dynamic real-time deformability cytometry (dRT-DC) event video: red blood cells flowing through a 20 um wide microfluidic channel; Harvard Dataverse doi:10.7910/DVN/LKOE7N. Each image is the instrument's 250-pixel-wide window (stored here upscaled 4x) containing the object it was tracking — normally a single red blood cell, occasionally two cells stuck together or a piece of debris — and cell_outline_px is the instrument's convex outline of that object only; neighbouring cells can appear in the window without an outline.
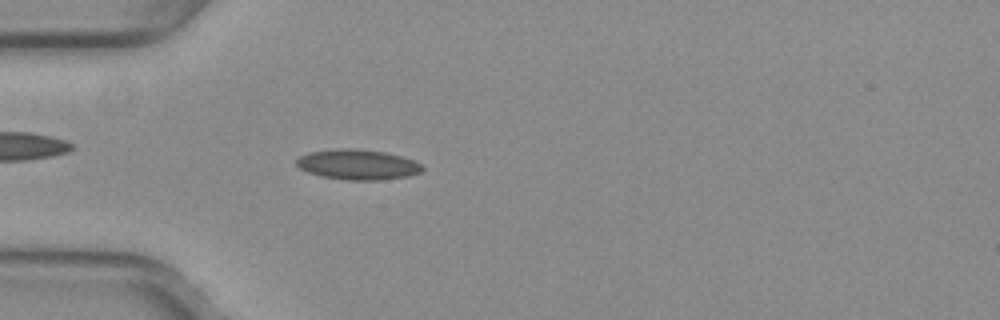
{"species": "common noctule bat (a hibernating species)", "species_latin": "Nyctalus noctula", "temperature_condition": "warm", "stored_images_in_passage": 47, "camera_frame_rate_fps": 3000, "um_per_image_px": 0.085, "animal": {"sex": "female", "body_mass_g": 29.2, "forearm_length_mm": 56.3}, "frame": {"image": 1, "passage_image": 13, "time_ms": 4.0, "image_size_px": [1000, 320], "cell_outline_px": [[424, 168], [420, 172], [408, 176], [376, 180], [348, 180], [320, 176], [308, 172], [300, 168], [296, 164], [296, 160], [300, 156], [308, 152], [336, 148], [352, 148], [384, 152], [400, 156], [412, 160], [420, 164]], "centroid_in_image_um": [30.36, 13.98], "position_along_channel_um": 54.6, "area_um2": 22.02}}
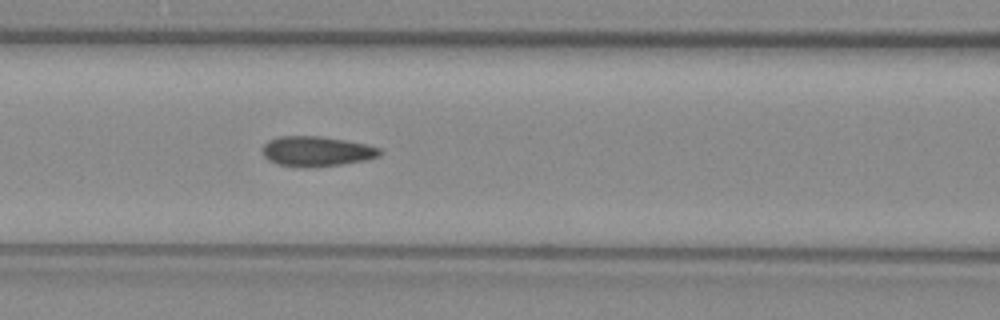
{"frame": {"image": 2, "passage_image": 20, "time_ms": 6.333, "image_size_px": [1000, 320], "cell_outline_px": [[384, 152], [380, 156], [364, 160], [340, 164], [276, 164], [268, 160], [264, 156], [260, 148], [268, 140], [280, 136], [320, 136], [368, 144], [380, 148]], "centroid_in_image_um": [26.93, 12.8], "position_along_channel_um": 139.7, "area_um2": 19.83}}
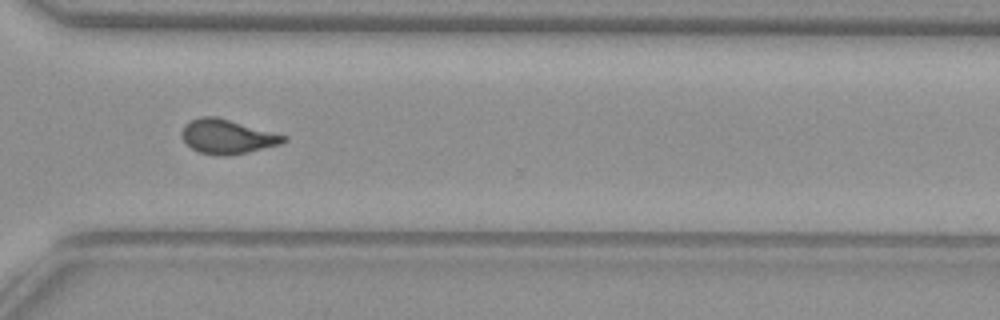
{"frame": {"image": 3, "passage_image": 36, "time_ms": 11.667, "image_size_px": [1000, 320], "cell_outline_px": [[288, 140], [280, 144], [248, 152], [224, 156], [220, 156], [200, 152], [192, 148], [180, 136], [180, 132], [184, 124], [200, 116], [216, 116], [288, 136]], "centroid_in_image_um": [19.31, 11.6], "position_along_channel_um": 351.3, "area_um2": 20.35}}